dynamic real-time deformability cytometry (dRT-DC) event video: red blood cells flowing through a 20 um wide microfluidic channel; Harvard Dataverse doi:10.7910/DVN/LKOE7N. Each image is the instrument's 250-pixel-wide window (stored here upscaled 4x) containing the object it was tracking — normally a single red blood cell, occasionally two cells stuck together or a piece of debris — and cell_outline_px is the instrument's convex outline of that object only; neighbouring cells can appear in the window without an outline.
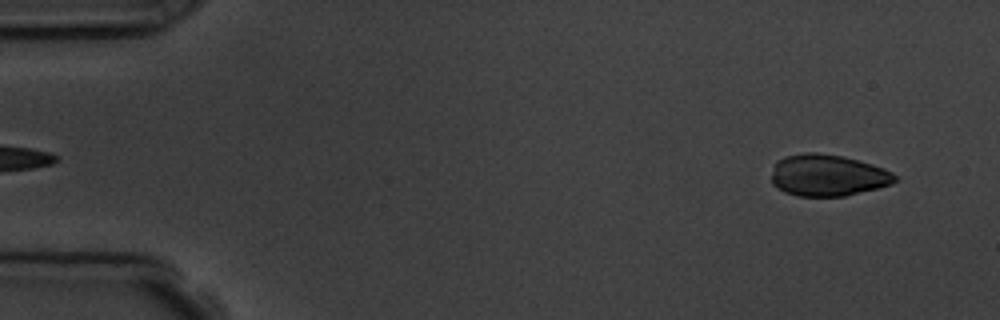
{"species": "common noctule bat (a hibernating species)", "species_latin": "Nyctalus noctula", "temperature_condition": "room temperature", "stored_images_in_passage": 5, "segment_of_instrument_passage": [2, 2], "camera_frame_rate_fps": 3000, "um_per_image_px": 0.085, "animal": {"sex": "male", "body_mass_g": 19.5, "forearm_length_mm": 54.6}, "frame": {"image": 1, "passage_image": 5, "time_ms": 5.667, "image_size_px": [1000, 320], "cell_outline_px": [[896, 180], [892, 184], [844, 196], [800, 196], [784, 192], [776, 188], [772, 184], [772, 172], [776, 160], [784, 156], [804, 152], [816, 152], [840, 156], [872, 164], [884, 168], [892, 172], [896, 176]], "centroid_in_image_um": [70.32, 14.9], "position_along_channel_um": 14.7, "area_um2": 29.94}}